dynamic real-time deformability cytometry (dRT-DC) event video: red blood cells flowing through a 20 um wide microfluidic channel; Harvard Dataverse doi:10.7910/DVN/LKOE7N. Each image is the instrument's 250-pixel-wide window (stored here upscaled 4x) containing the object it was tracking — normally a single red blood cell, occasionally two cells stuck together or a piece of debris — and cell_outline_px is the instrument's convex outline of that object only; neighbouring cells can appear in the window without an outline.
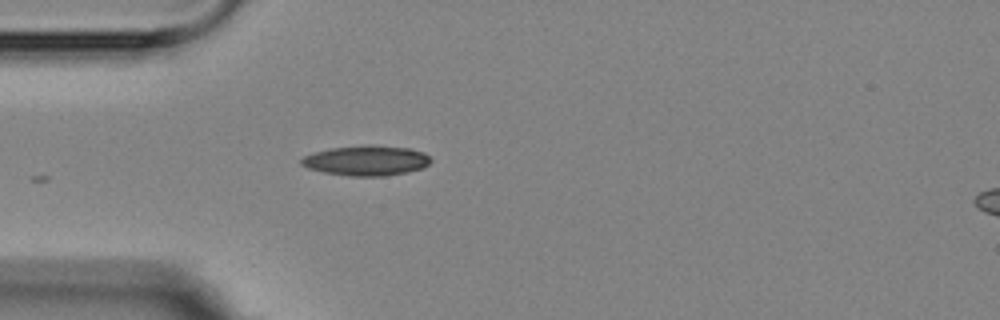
{"species": "Egyptian fruit bat (a non-hibernating species)", "species_latin": "Rousettus aegyptiacus", "temperature_condition": "room temperature", "stored_images_in_passage": 1, "camera_frame_rate_fps": 3000, "um_per_image_px": 0.085, "animal": {"sex": "female"}, "frame": {"image": 1, "passage_image": 1, "time_ms": 0.0, "image_size_px": [1000, 320], "cell_outline_px": [[432, 160], [424, 168], [408, 172], [384, 176], [348, 176], [324, 172], [308, 168], [300, 164], [300, 160], [304, 156], [316, 152], [332, 148], [364, 144], [368, 144], [408, 148], [424, 152]], "centroid_in_image_um": [31.16, 13.64], "position_along_channel_um": 53.8, "area_um2": 22.77}}